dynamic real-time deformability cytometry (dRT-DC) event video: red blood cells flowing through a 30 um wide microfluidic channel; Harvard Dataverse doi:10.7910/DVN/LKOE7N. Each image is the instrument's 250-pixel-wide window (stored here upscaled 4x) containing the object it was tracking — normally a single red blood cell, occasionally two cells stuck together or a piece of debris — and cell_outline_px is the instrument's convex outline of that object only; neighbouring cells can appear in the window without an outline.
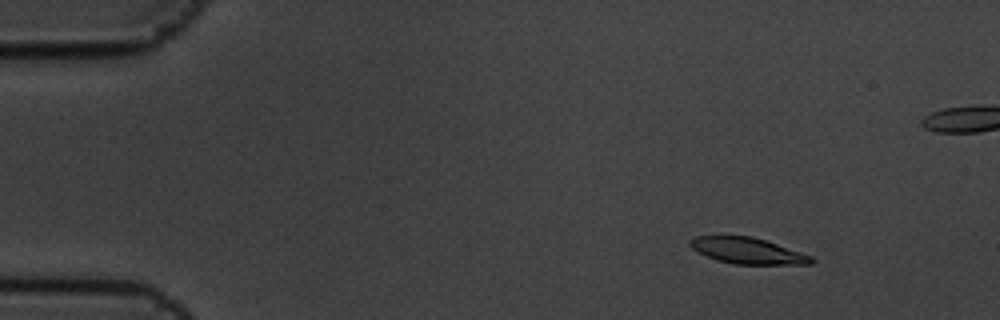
{"species": "common noctule bat (a hibernating species)", "species_latin": "Nyctalus noctula", "temperature_condition": "cold", "stored_images_in_passage": 4, "camera_frame_rate_fps": 3000, "um_per_image_px": 0.085, "animal": {"sex": "male", "body_mass_g": 19.5, "forearm_length_mm": 54.6}, "frame": {"image": 1, "passage_image": 1, "time_ms": 0.0, "image_size_px": [1000, 320], "cell_outline_px": [[816, 260], [812, 264], [732, 264], [716, 260], [692, 248], [688, 244], [688, 240], [696, 236], [752, 236], [812, 256]], "centroid_in_image_um": [63.54, 21.32], "position_along_channel_um": 21.5, "area_um2": 18.26}}
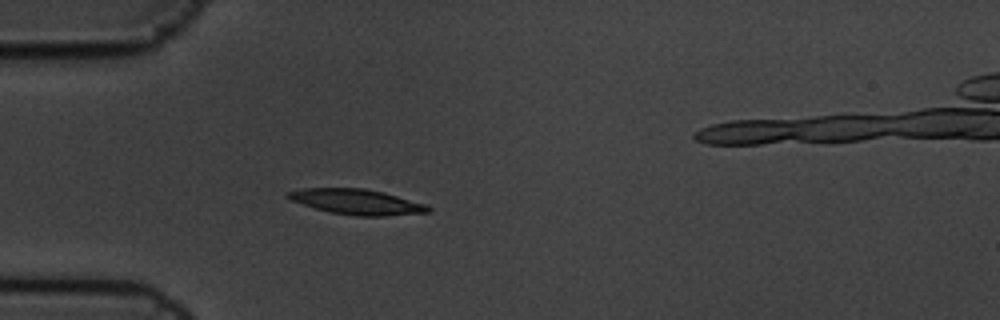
{"frame": {"image": 2, "passage_image": 4, "time_ms": 1.0, "image_size_px": [1000, 320], "cell_outline_px": [[432, 208], [428, 212], [384, 216], [356, 216], [328, 212], [292, 200], [284, 196], [284, 192], [304, 188], [364, 188], [384, 192], [428, 204]], "centroid_in_image_um": [30.34, 17.15], "position_along_channel_um": 54.7, "area_um2": 20.81}}